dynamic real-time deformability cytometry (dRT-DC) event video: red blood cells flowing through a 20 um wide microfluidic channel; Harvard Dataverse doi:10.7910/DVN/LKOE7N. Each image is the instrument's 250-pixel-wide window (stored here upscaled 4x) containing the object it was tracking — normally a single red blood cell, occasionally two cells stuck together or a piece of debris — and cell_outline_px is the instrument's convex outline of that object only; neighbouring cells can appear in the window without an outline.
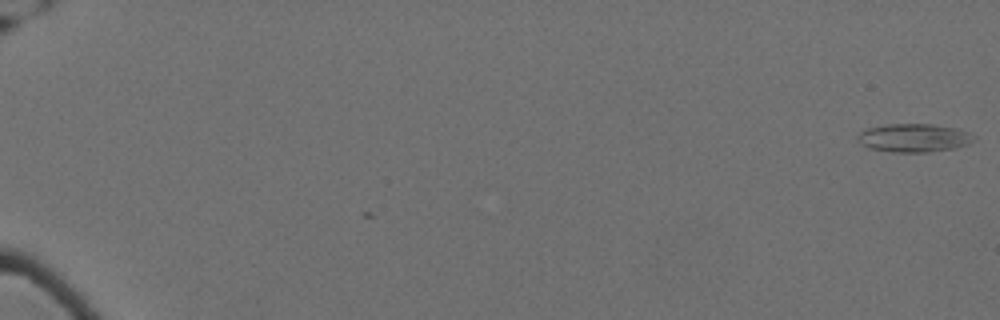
{"species": "Egyptian fruit bat (a non-hibernating species)", "species_latin": "Rousettus aegyptiacus", "temperature_condition": "cold", "stored_images_in_passage": 3, "camera_frame_rate_fps": 3000, "um_per_image_px": 0.085, "animal": {"sex": "female"}, "frame": {"image": 1, "passage_image": 1, "time_ms": 0.0, "image_size_px": [1000, 320], "cell_outline_px": [[976, 140], [968, 144], [952, 148], [928, 152], [892, 152], [868, 148], [856, 140], [860, 132], [868, 128], [888, 124], [932, 124], [952, 128], [968, 132], [976, 136]], "centroid_in_image_um": [77.67, 11.72], "position_along_channel_um": 7.3, "area_um2": 19.07}}